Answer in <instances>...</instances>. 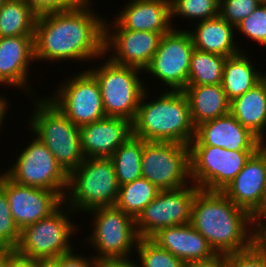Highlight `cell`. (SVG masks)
I'll return each instance as SVG.
<instances>
[{
    "instance_id": "obj_1",
    "label": "cell",
    "mask_w": 266,
    "mask_h": 267,
    "mask_svg": "<svg viewBox=\"0 0 266 267\" xmlns=\"http://www.w3.org/2000/svg\"><path fill=\"white\" fill-rule=\"evenodd\" d=\"M90 4V0H82L72 9L38 15L34 31L35 60L84 61L105 57V18L95 15Z\"/></svg>"
},
{
    "instance_id": "obj_2",
    "label": "cell",
    "mask_w": 266,
    "mask_h": 267,
    "mask_svg": "<svg viewBox=\"0 0 266 267\" xmlns=\"http://www.w3.org/2000/svg\"><path fill=\"white\" fill-rule=\"evenodd\" d=\"M190 224L217 255L244 251L252 246L253 217L222 191L197 190Z\"/></svg>"
},
{
    "instance_id": "obj_3",
    "label": "cell",
    "mask_w": 266,
    "mask_h": 267,
    "mask_svg": "<svg viewBox=\"0 0 266 267\" xmlns=\"http://www.w3.org/2000/svg\"><path fill=\"white\" fill-rule=\"evenodd\" d=\"M147 94L145 90L139 102L132 121V134L144 141L189 145L195 136V126L185 93L165 90L152 102L145 100L148 99Z\"/></svg>"
},
{
    "instance_id": "obj_4",
    "label": "cell",
    "mask_w": 266,
    "mask_h": 267,
    "mask_svg": "<svg viewBox=\"0 0 266 267\" xmlns=\"http://www.w3.org/2000/svg\"><path fill=\"white\" fill-rule=\"evenodd\" d=\"M119 187L110 157L85 158L82 164L68 175L69 191L67 190L68 194L64 197V204H68L66 210L70 211L67 213L115 206Z\"/></svg>"
},
{
    "instance_id": "obj_5",
    "label": "cell",
    "mask_w": 266,
    "mask_h": 267,
    "mask_svg": "<svg viewBox=\"0 0 266 267\" xmlns=\"http://www.w3.org/2000/svg\"><path fill=\"white\" fill-rule=\"evenodd\" d=\"M37 100L34 112L28 120L31 124L30 130L48 147L58 164L69 175L85 160L79 127L47 98Z\"/></svg>"
},
{
    "instance_id": "obj_6",
    "label": "cell",
    "mask_w": 266,
    "mask_h": 267,
    "mask_svg": "<svg viewBox=\"0 0 266 267\" xmlns=\"http://www.w3.org/2000/svg\"><path fill=\"white\" fill-rule=\"evenodd\" d=\"M101 67L88 69L96 78L106 116L122 117L133 121L141 97L146 90L140 69L116 64L110 59Z\"/></svg>"
},
{
    "instance_id": "obj_7",
    "label": "cell",
    "mask_w": 266,
    "mask_h": 267,
    "mask_svg": "<svg viewBox=\"0 0 266 267\" xmlns=\"http://www.w3.org/2000/svg\"><path fill=\"white\" fill-rule=\"evenodd\" d=\"M88 212H93L95 220L87 240L98 251V255L93 256L95 260H129L139 239L135 219L116 206L98 207Z\"/></svg>"
},
{
    "instance_id": "obj_8",
    "label": "cell",
    "mask_w": 266,
    "mask_h": 267,
    "mask_svg": "<svg viewBox=\"0 0 266 267\" xmlns=\"http://www.w3.org/2000/svg\"><path fill=\"white\" fill-rule=\"evenodd\" d=\"M62 207L49 217L23 228L14 252L28 259L47 260L73 251L70 236L76 232V225Z\"/></svg>"
},
{
    "instance_id": "obj_9",
    "label": "cell",
    "mask_w": 266,
    "mask_h": 267,
    "mask_svg": "<svg viewBox=\"0 0 266 267\" xmlns=\"http://www.w3.org/2000/svg\"><path fill=\"white\" fill-rule=\"evenodd\" d=\"M190 177L200 189L222 191L256 151L189 145Z\"/></svg>"
},
{
    "instance_id": "obj_10",
    "label": "cell",
    "mask_w": 266,
    "mask_h": 267,
    "mask_svg": "<svg viewBox=\"0 0 266 267\" xmlns=\"http://www.w3.org/2000/svg\"><path fill=\"white\" fill-rule=\"evenodd\" d=\"M141 169L142 177L160 190L189 185L187 182L191 179L189 145L143 140Z\"/></svg>"
},
{
    "instance_id": "obj_11",
    "label": "cell",
    "mask_w": 266,
    "mask_h": 267,
    "mask_svg": "<svg viewBox=\"0 0 266 267\" xmlns=\"http://www.w3.org/2000/svg\"><path fill=\"white\" fill-rule=\"evenodd\" d=\"M27 146L5 174L20 185L56 191L64 199L68 174L37 137Z\"/></svg>"
},
{
    "instance_id": "obj_12",
    "label": "cell",
    "mask_w": 266,
    "mask_h": 267,
    "mask_svg": "<svg viewBox=\"0 0 266 267\" xmlns=\"http://www.w3.org/2000/svg\"><path fill=\"white\" fill-rule=\"evenodd\" d=\"M198 189L192 182L191 186L160 190L155 199L135 219L139 238H151L166 227L189 224Z\"/></svg>"
},
{
    "instance_id": "obj_13",
    "label": "cell",
    "mask_w": 266,
    "mask_h": 267,
    "mask_svg": "<svg viewBox=\"0 0 266 267\" xmlns=\"http://www.w3.org/2000/svg\"><path fill=\"white\" fill-rule=\"evenodd\" d=\"M67 80L47 98L58 110L77 127L106 117L98 82L88 69Z\"/></svg>"
},
{
    "instance_id": "obj_14",
    "label": "cell",
    "mask_w": 266,
    "mask_h": 267,
    "mask_svg": "<svg viewBox=\"0 0 266 267\" xmlns=\"http://www.w3.org/2000/svg\"><path fill=\"white\" fill-rule=\"evenodd\" d=\"M173 27L162 35L158 49L144 70L170 88L183 91L187 87L190 59L194 48L190 32Z\"/></svg>"
},
{
    "instance_id": "obj_15",
    "label": "cell",
    "mask_w": 266,
    "mask_h": 267,
    "mask_svg": "<svg viewBox=\"0 0 266 267\" xmlns=\"http://www.w3.org/2000/svg\"><path fill=\"white\" fill-rule=\"evenodd\" d=\"M0 188L7 195L11 215L20 230L49 217L61 205L65 207L56 191L20 185L5 173L0 175Z\"/></svg>"
},
{
    "instance_id": "obj_16",
    "label": "cell",
    "mask_w": 266,
    "mask_h": 267,
    "mask_svg": "<svg viewBox=\"0 0 266 267\" xmlns=\"http://www.w3.org/2000/svg\"><path fill=\"white\" fill-rule=\"evenodd\" d=\"M107 20H104V55L114 49L109 59L119 65L138 68L144 71L150 64L158 49L162 35L148 31H131L124 29L116 20V30L109 31Z\"/></svg>"
},
{
    "instance_id": "obj_17",
    "label": "cell",
    "mask_w": 266,
    "mask_h": 267,
    "mask_svg": "<svg viewBox=\"0 0 266 267\" xmlns=\"http://www.w3.org/2000/svg\"><path fill=\"white\" fill-rule=\"evenodd\" d=\"M222 192L252 217L258 213L266 200L265 157L257 150Z\"/></svg>"
},
{
    "instance_id": "obj_18",
    "label": "cell",
    "mask_w": 266,
    "mask_h": 267,
    "mask_svg": "<svg viewBox=\"0 0 266 267\" xmlns=\"http://www.w3.org/2000/svg\"><path fill=\"white\" fill-rule=\"evenodd\" d=\"M260 143L256 135L228 113L196 126L194 139L189 145L215 146L230 151H257Z\"/></svg>"
},
{
    "instance_id": "obj_19",
    "label": "cell",
    "mask_w": 266,
    "mask_h": 267,
    "mask_svg": "<svg viewBox=\"0 0 266 267\" xmlns=\"http://www.w3.org/2000/svg\"><path fill=\"white\" fill-rule=\"evenodd\" d=\"M79 131L85 158L111 157L133 135L131 121L111 116L83 125Z\"/></svg>"
},
{
    "instance_id": "obj_20",
    "label": "cell",
    "mask_w": 266,
    "mask_h": 267,
    "mask_svg": "<svg viewBox=\"0 0 266 267\" xmlns=\"http://www.w3.org/2000/svg\"><path fill=\"white\" fill-rule=\"evenodd\" d=\"M150 239L185 263L205 262L218 256L190 223L160 229Z\"/></svg>"
},
{
    "instance_id": "obj_21",
    "label": "cell",
    "mask_w": 266,
    "mask_h": 267,
    "mask_svg": "<svg viewBox=\"0 0 266 267\" xmlns=\"http://www.w3.org/2000/svg\"><path fill=\"white\" fill-rule=\"evenodd\" d=\"M34 57V35L0 37V84L26 88Z\"/></svg>"
},
{
    "instance_id": "obj_22",
    "label": "cell",
    "mask_w": 266,
    "mask_h": 267,
    "mask_svg": "<svg viewBox=\"0 0 266 267\" xmlns=\"http://www.w3.org/2000/svg\"><path fill=\"white\" fill-rule=\"evenodd\" d=\"M116 21L131 31H148L164 35L173 27L171 0H133L130 1Z\"/></svg>"
},
{
    "instance_id": "obj_23",
    "label": "cell",
    "mask_w": 266,
    "mask_h": 267,
    "mask_svg": "<svg viewBox=\"0 0 266 267\" xmlns=\"http://www.w3.org/2000/svg\"><path fill=\"white\" fill-rule=\"evenodd\" d=\"M235 26L217 16L213 19L199 21L193 31H189L194 48L203 52L230 57L241 52L233 40Z\"/></svg>"
},
{
    "instance_id": "obj_24",
    "label": "cell",
    "mask_w": 266,
    "mask_h": 267,
    "mask_svg": "<svg viewBox=\"0 0 266 267\" xmlns=\"http://www.w3.org/2000/svg\"><path fill=\"white\" fill-rule=\"evenodd\" d=\"M230 113L261 141L266 130V76L253 88L230 101Z\"/></svg>"
},
{
    "instance_id": "obj_25",
    "label": "cell",
    "mask_w": 266,
    "mask_h": 267,
    "mask_svg": "<svg viewBox=\"0 0 266 267\" xmlns=\"http://www.w3.org/2000/svg\"><path fill=\"white\" fill-rule=\"evenodd\" d=\"M185 93L194 126L230 113V101L222 84L187 86Z\"/></svg>"
},
{
    "instance_id": "obj_26",
    "label": "cell",
    "mask_w": 266,
    "mask_h": 267,
    "mask_svg": "<svg viewBox=\"0 0 266 267\" xmlns=\"http://www.w3.org/2000/svg\"><path fill=\"white\" fill-rule=\"evenodd\" d=\"M241 51L227 57L223 66V90L229 101L257 85L265 76L253 67L250 58Z\"/></svg>"
},
{
    "instance_id": "obj_27",
    "label": "cell",
    "mask_w": 266,
    "mask_h": 267,
    "mask_svg": "<svg viewBox=\"0 0 266 267\" xmlns=\"http://www.w3.org/2000/svg\"><path fill=\"white\" fill-rule=\"evenodd\" d=\"M37 17L24 0H6L0 8V37L34 35Z\"/></svg>"
},
{
    "instance_id": "obj_28",
    "label": "cell",
    "mask_w": 266,
    "mask_h": 267,
    "mask_svg": "<svg viewBox=\"0 0 266 267\" xmlns=\"http://www.w3.org/2000/svg\"><path fill=\"white\" fill-rule=\"evenodd\" d=\"M143 139L132 135L112 155L119 186L142 177Z\"/></svg>"
},
{
    "instance_id": "obj_29",
    "label": "cell",
    "mask_w": 266,
    "mask_h": 267,
    "mask_svg": "<svg viewBox=\"0 0 266 267\" xmlns=\"http://www.w3.org/2000/svg\"><path fill=\"white\" fill-rule=\"evenodd\" d=\"M227 57L194 49L190 59L187 86L215 85L223 82Z\"/></svg>"
},
{
    "instance_id": "obj_30",
    "label": "cell",
    "mask_w": 266,
    "mask_h": 267,
    "mask_svg": "<svg viewBox=\"0 0 266 267\" xmlns=\"http://www.w3.org/2000/svg\"><path fill=\"white\" fill-rule=\"evenodd\" d=\"M159 191L148 179L140 177L119 187L115 206L136 219Z\"/></svg>"
},
{
    "instance_id": "obj_31",
    "label": "cell",
    "mask_w": 266,
    "mask_h": 267,
    "mask_svg": "<svg viewBox=\"0 0 266 267\" xmlns=\"http://www.w3.org/2000/svg\"><path fill=\"white\" fill-rule=\"evenodd\" d=\"M136 249L139 254V267H186L184 261L160 248L150 238H139Z\"/></svg>"
},
{
    "instance_id": "obj_32",
    "label": "cell",
    "mask_w": 266,
    "mask_h": 267,
    "mask_svg": "<svg viewBox=\"0 0 266 267\" xmlns=\"http://www.w3.org/2000/svg\"><path fill=\"white\" fill-rule=\"evenodd\" d=\"M200 21L219 16V0H171V18L175 16Z\"/></svg>"
},
{
    "instance_id": "obj_33",
    "label": "cell",
    "mask_w": 266,
    "mask_h": 267,
    "mask_svg": "<svg viewBox=\"0 0 266 267\" xmlns=\"http://www.w3.org/2000/svg\"><path fill=\"white\" fill-rule=\"evenodd\" d=\"M20 231L11 215L7 195L0 188V248L14 251L19 243Z\"/></svg>"
},
{
    "instance_id": "obj_34",
    "label": "cell",
    "mask_w": 266,
    "mask_h": 267,
    "mask_svg": "<svg viewBox=\"0 0 266 267\" xmlns=\"http://www.w3.org/2000/svg\"><path fill=\"white\" fill-rule=\"evenodd\" d=\"M235 29L261 46H266V2H261L250 15L236 25Z\"/></svg>"
},
{
    "instance_id": "obj_35",
    "label": "cell",
    "mask_w": 266,
    "mask_h": 267,
    "mask_svg": "<svg viewBox=\"0 0 266 267\" xmlns=\"http://www.w3.org/2000/svg\"><path fill=\"white\" fill-rule=\"evenodd\" d=\"M260 3L259 0H219V16L236 27Z\"/></svg>"
},
{
    "instance_id": "obj_36",
    "label": "cell",
    "mask_w": 266,
    "mask_h": 267,
    "mask_svg": "<svg viewBox=\"0 0 266 267\" xmlns=\"http://www.w3.org/2000/svg\"><path fill=\"white\" fill-rule=\"evenodd\" d=\"M223 267H266V253L252 245L244 251L223 255Z\"/></svg>"
},
{
    "instance_id": "obj_37",
    "label": "cell",
    "mask_w": 266,
    "mask_h": 267,
    "mask_svg": "<svg viewBox=\"0 0 266 267\" xmlns=\"http://www.w3.org/2000/svg\"><path fill=\"white\" fill-rule=\"evenodd\" d=\"M38 15L65 11L76 7L82 0H24Z\"/></svg>"
},
{
    "instance_id": "obj_38",
    "label": "cell",
    "mask_w": 266,
    "mask_h": 267,
    "mask_svg": "<svg viewBox=\"0 0 266 267\" xmlns=\"http://www.w3.org/2000/svg\"><path fill=\"white\" fill-rule=\"evenodd\" d=\"M91 259V260H90ZM58 267H97L95 258H85L78 254H73V251L63 254L55 259Z\"/></svg>"
},
{
    "instance_id": "obj_39",
    "label": "cell",
    "mask_w": 266,
    "mask_h": 267,
    "mask_svg": "<svg viewBox=\"0 0 266 267\" xmlns=\"http://www.w3.org/2000/svg\"><path fill=\"white\" fill-rule=\"evenodd\" d=\"M266 221L253 219L252 245L261 252L266 253Z\"/></svg>"
},
{
    "instance_id": "obj_40",
    "label": "cell",
    "mask_w": 266,
    "mask_h": 267,
    "mask_svg": "<svg viewBox=\"0 0 266 267\" xmlns=\"http://www.w3.org/2000/svg\"><path fill=\"white\" fill-rule=\"evenodd\" d=\"M4 267H37V260L28 259L16 254L14 251L6 250Z\"/></svg>"
},
{
    "instance_id": "obj_41",
    "label": "cell",
    "mask_w": 266,
    "mask_h": 267,
    "mask_svg": "<svg viewBox=\"0 0 266 267\" xmlns=\"http://www.w3.org/2000/svg\"><path fill=\"white\" fill-rule=\"evenodd\" d=\"M97 267H139L134 260H105L99 261Z\"/></svg>"
},
{
    "instance_id": "obj_42",
    "label": "cell",
    "mask_w": 266,
    "mask_h": 267,
    "mask_svg": "<svg viewBox=\"0 0 266 267\" xmlns=\"http://www.w3.org/2000/svg\"><path fill=\"white\" fill-rule=\"evenodd\" d=\"M186 267H223V255H218L214 259L205 262L186 263Z\"/></svg>"
},
{
    "instance_id": "obj_43",
    "label": "cell",
    "mask_w": 266,
    "mask_h": 267,
    "mask_svg": "<svg viewBox=\"0 0 266 267\" xmlns=\"http://www.w3.org/2000/svg\"><path fill=\"white\" fill-rule=\"evenodd\" d=\"M8 110V105H7V100L6 98L4 99L3 96H0V128L2 126V122L4 120V116L6 115L5 113Z\"/></svg>"
},
{
    "instance_id": "obj_44",
    "label": "cell",
    "mask_w": 266,
    "mask_h": 267,
    "mask_svg": "<svg viewBox=\"0 0 266 267\" xmlns=\"http://www.w3.org/2000/svg\"><path fill=\"white\" fill-rule=\"evenodd\" d=\"M37 267H58L55 259L37 260Z\"/></svg>"
},
{
    "instance_id": "obj_45",
    "label": "cell",
    "mask_w": 266,
    "mask_h": 267,
    "mask_svg": "<svg viewBox=\"0 0 266 267\" xmlns=\"http://www.w3.org/2000/svg\"><path fill=\"white\" fill-rule=\"evenodd\" d=\"M253 219L266 220V200H265V203H264L262 209L253 216Z\"/></svg>"
},
{
    "instance_id": "obj_46",
    "label": "cell",
    "mask_w": 266,
    "mask_h": 267,
    "mask_svg": "<svg viewBox=\"0 0 266 267\" xmlns=\"http://www.w3.org/2000/svg\"><path fill=\"white\" fill-rule=\"evenodd\" d=\"M6 259V250L0 248V267H4Z\"/></svg>"
},
{
    "instance_id": "obj_47",
    "label": "cell",
    "mask_w": 266,
    "mask_h": 267,
    "mask_svg": "<svg viewBox=\"0 0 266 267\" xmlns=\"http://www.w3.org/2000/svg\"><path fill=\"white\" fill-rule=\"evenodd\" d=\"M258 151L265 157L266 159V143L264 141H261Z\"/></svg>"
},
{
    "instance_id": "obj_48",
    "label": "cell",
    "mask_w": 266,
    "mask_h": 267,
    "mask_svg": "<svg viewBox=\"0 0 266 267\" xmlns=\"http://www.w3.org/2000/svg\"><path fill=\"white\" fill-rule=\"evenodd\" d=\"M6 0H0V8L4 5Z\"/></svg>"
}]
</instances>
